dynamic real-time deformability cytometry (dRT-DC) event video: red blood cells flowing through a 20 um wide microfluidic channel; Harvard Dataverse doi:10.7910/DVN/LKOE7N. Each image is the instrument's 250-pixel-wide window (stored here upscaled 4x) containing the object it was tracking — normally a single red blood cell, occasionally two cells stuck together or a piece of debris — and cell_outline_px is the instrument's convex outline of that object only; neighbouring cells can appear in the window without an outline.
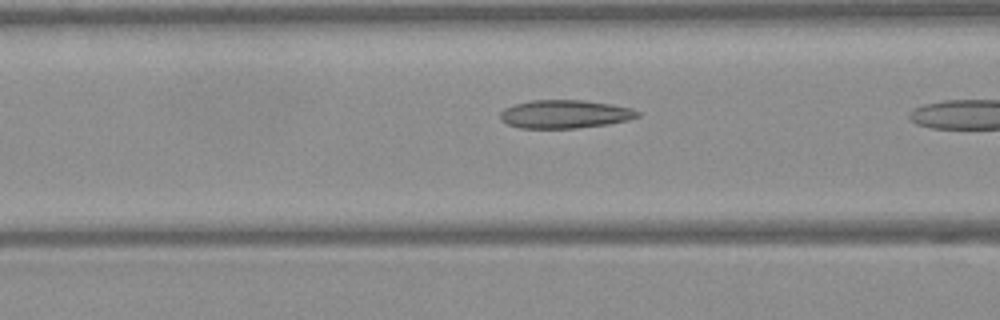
{"species": "Egyptian fruit bat (a non-hibernating species)", "species_latin": "Rousettus aegyptiacus", "temperature_condition": "warm", "stored_images_in_passage": 6, "camera_frame_rate_fps": 3000, "um_per_image_px": 0.085, "frame": {"image": 1, "passage_image": 5, "time_ms": 1.333, "image_size_px": [1000, 320], "cell_outline_px": [[640, 116], [628, 120], [608, 124], [576, 128], [520, 128], [508, 124], [500, 120], [500, 112], [504, 108], [516, 104], [532, 100], [584, 100], [612, 104], [632, 108], [640, 112]], "centroid_in_image_um": [48.03, 9.7], "position_along_channel_um": 118.6, "area_um2": 22.72}}